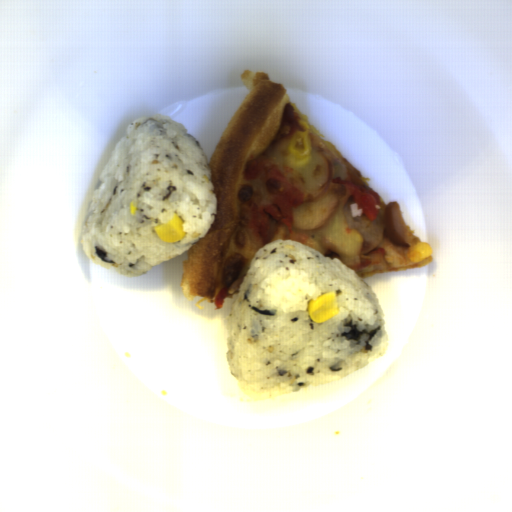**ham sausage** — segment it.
<instances>
[{
  "mask_svg": "<svg viewBox=\"0 0 512 512\" xmlns=\"http://www.w3.org/2000/svg\"><path fill=\"white\" fill-rule=\"evenodd\" d=\"M382 219L388 242L398 248L410 247V243L405 236V222L400 213L398 202L390 201L385 204Z\"/></svg>",
  "mask_w": 512,
  "mask_h": 512,
  "instance_id": "0cea0756",
  "label": "ham sausage"
}]
</instances>
